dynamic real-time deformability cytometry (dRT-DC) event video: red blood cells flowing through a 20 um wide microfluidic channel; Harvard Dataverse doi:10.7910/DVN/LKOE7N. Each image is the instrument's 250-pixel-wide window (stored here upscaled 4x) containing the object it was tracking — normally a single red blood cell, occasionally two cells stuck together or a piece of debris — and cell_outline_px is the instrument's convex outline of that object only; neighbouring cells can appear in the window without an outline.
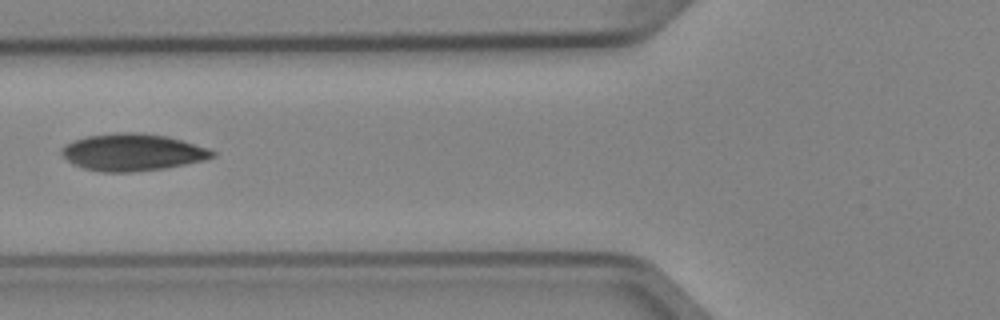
{"species": "Egyptian fruit bat (a non-hibernating species)", "species_latin": "Rousettus aegyptiacus", "temperature_condition": "cold", "stored_images_in_passage": 5, "camera_frame_rate_fps": 3000, "um_per_image_px": 0.085, "animal": {"sex": "female"}, "frame": {"image": 1, "passage_image": 5, "time_ms": 1.333, "image_size_px": [1000, 320], "cell_outline_px": [[216, 156], [204, 160], [164, 168], [132, 172], [104, 172], [84, 168], [72, 164], [60, 152], [64, 144], [88, 136], [116, 132], [140, 132], [168, 136], [208, 148], [216, 152]], "centroid_in_image_um": [11.27, 12.93], "position_along_channel_um": 114.5, "area_um2": 32.48}}